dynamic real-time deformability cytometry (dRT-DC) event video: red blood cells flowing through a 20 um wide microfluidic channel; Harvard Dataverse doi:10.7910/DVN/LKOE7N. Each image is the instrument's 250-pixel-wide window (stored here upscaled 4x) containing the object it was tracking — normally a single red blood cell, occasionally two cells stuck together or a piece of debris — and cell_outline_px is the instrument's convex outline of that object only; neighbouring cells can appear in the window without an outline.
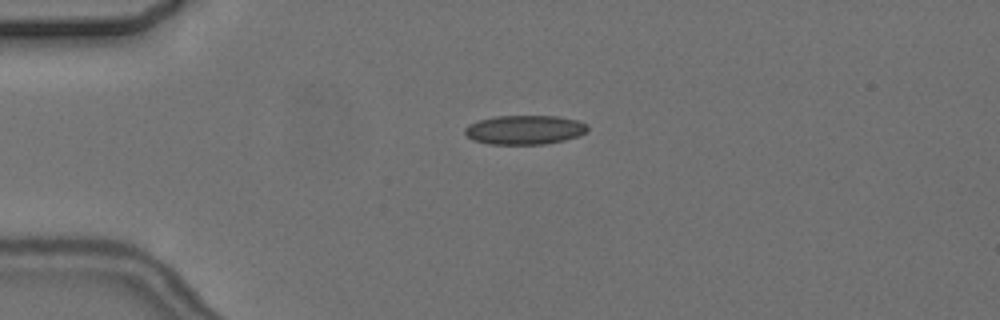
{"species": "common noctule bat (a hibernating species)", "species_latin": "Nyctalus noctula", "temperature_condition": "cold", "stored_images_in_passage": 4, "camera_frame_rate_fps": 3000, "um_per_image_px": 0.085, "animal": {"sex": "female", "body_mass_g": 24.6, "forearm_length_mm": 56.2}, "frame": {"image": 1, "passage_image": 4, "time_ms": 3.667, "image_size_px": [1000, 320], "cell_outline_px": [[588, 128], [584, 132], [576, 136], [564, 140], [544, 144], [488, 144], [472, 140], [464, 132], [464, 128], [468, 124], [480, 120], [496, 116], [560, 116], [576, 120], [588, 124]], "centroid_in_image_um": [44.57, 11.03], "position_along_channel_um": 40.4, "area_um2": 20.81}}